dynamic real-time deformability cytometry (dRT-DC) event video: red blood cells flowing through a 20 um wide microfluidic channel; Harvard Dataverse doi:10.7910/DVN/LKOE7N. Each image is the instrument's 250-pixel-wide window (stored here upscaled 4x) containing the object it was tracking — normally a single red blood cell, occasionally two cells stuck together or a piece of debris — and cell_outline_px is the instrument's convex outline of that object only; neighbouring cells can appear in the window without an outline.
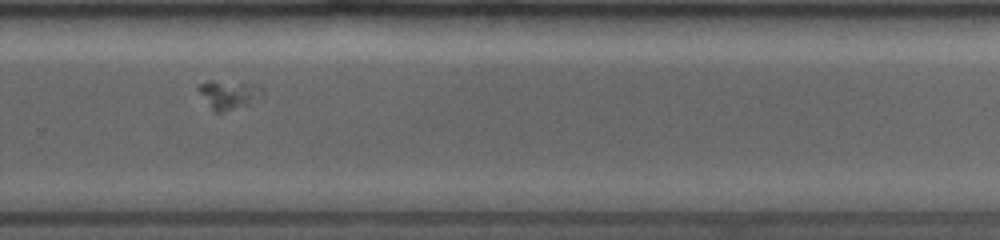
{"species": "common noctule bat (a hibernating species)", "species_latin": "Nyctalus noctula", "temperature_condition": "room temperature", "stored_images_in_passage": 29, "camera_frame_rate_fps": 4000, "um_per_image_px": 0.085, "animal": {"sex": "female", "body_mass_g": 19.0, "forearm_length_mm": 53.3}, "frame": {"image": 1, "passage_image": 22, "time_ms": 6.25, "image_size_px": [1000, 240], "cell_outline_px": [[264, 96], [260, 100], [224, 112], [216, 112], [212, 108], [196, 88], [200, 84], [208, 80], [212, 80], [244, 84], [264, 92]], "centroid_in_image_um": [19.4, 8.06], "position_along_channel_um": 310.4, "area_um2": 10.17}}